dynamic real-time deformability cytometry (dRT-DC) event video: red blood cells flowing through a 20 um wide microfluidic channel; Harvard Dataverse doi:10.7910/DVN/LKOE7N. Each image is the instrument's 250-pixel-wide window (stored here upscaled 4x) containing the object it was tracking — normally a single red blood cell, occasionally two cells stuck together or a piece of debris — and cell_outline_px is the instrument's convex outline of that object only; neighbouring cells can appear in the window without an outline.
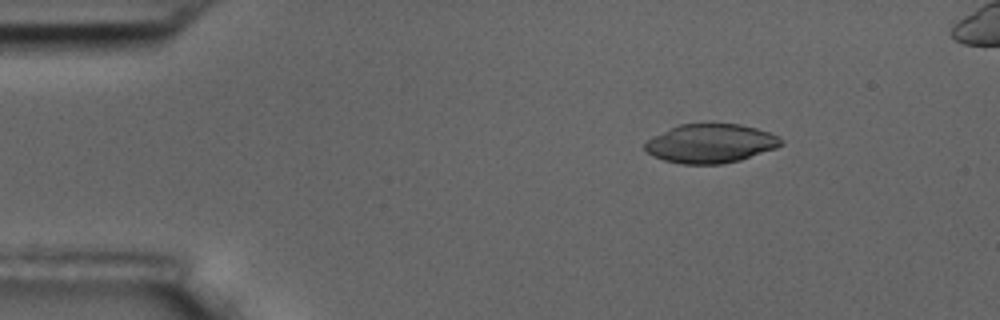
{"species": "common noctule bat (a hibernating species)", "species_latin": "Nyctalus noctula", "temperature_condition": "room temperature", "stored_images_in_passage": 5, "camera_frame_rate_fps": 3000, "um_per_image_px": 0.085, "animal": {"sex": "male", "body_mass_g": 17.5, "forearm_length_mm": 52.3}, "frame": {"image": 1, "passage_image": 2, "time_ms": 1.667, "image_size_px": [1000, 320], "cell_outline_px": [[784, 144], [776, 148], [740, 160], [724, 164], [680, 164], [664, 160], [652, 156], [644, 148], [644, 144], [652, 136], [680, 124], [740, 124], [756, 128], [768, 132], [784, 140]], "centroid_in_image_um": [60.39, 12.2], "position_along_channel_um": 24.6, "area_um2": 30.87}}